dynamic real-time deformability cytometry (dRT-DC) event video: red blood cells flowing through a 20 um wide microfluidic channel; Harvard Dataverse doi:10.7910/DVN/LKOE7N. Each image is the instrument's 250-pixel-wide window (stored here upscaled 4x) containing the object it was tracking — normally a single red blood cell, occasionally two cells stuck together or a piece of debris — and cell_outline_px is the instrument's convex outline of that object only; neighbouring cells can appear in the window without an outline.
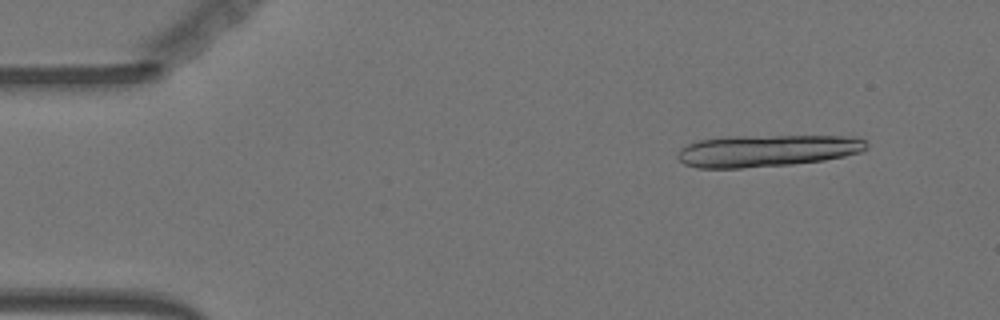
{"species": "Egyptian fruit bat (a non-hibernating species)", "species_latin": "Rousettus aegyptiacus", "temperature_condition": "warm", "stored_images_in_passage": 15, "camera_frame_rate_fps": 3000, "um_per_image_px": 0.085, "animal": {"sex": "female"}, "frame": {"image": 1, "passage_image": 3, "time_ms": 0.667, "image_size_px": [1000, 320], "cell_outline_px": [[868, 148], [860, 152], [844, 156], [824, 160], [792, 164], [740, 168], [696, 168], [684, 164], [676, 156], [680, 148], [696, 140], [728, 136], [844, 136], [864, 140], [868, 144]], "centroid_in_image_um": [65.13, 12.81], "position_along_channel_um": 19.9, "area_um2": 35.2}}